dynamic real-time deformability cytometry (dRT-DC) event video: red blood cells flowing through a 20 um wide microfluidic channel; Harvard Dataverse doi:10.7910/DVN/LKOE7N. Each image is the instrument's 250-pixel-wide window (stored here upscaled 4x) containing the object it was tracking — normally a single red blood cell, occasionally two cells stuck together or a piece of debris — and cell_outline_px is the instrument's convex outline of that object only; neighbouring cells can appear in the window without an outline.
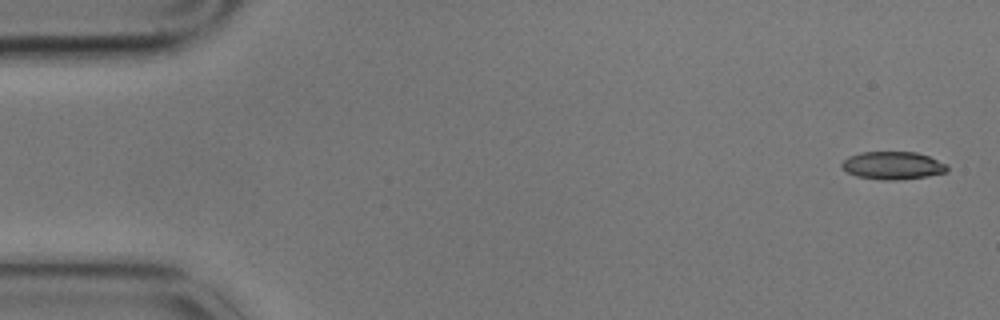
{"species": "common noctule bat (a hibernating species)", "species_latin": "Nyctalus noctula", "temperature_condition": "cold", "stored_images_in_passage": 4, "camera_frame_rate_fps": 3000, "um_per_image_px": 0.085, "animal": {"sex": "male", "body_mass_g": 17.9}, "frame": {"image": 1, "passage_image": 1, "time_ms": 0.0, "image_size_px": [1000, 320], "cell_outline_px": [[948, 172], [928, 176], [892, 180], [884, 180], [856, 176], [840, 168], [840, 164], [848, 156], [860, 152], [916, 152], [928, 156], [948, 164]], "centroid_in_image_um": [75.88, 14.06], "position_along_channel_um": 9.1, "area_um2": 17.17}}
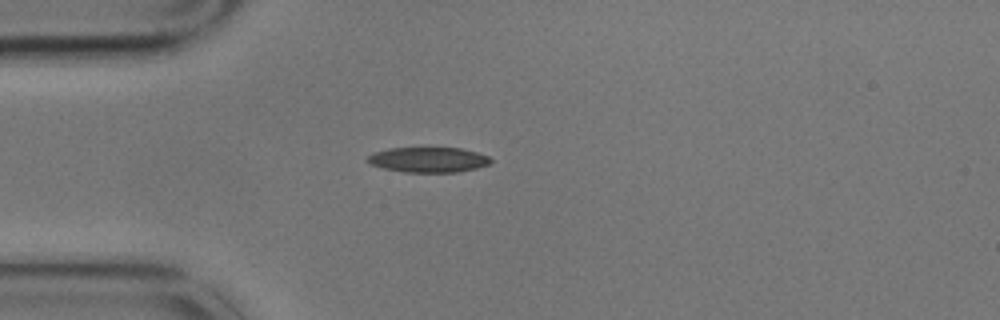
{"frame": {"image": 2, "passage_image": 4, "time_ms": 1.0, "image_size_px": [1000, 320], "cell_outline_px": [[492, 160], [488, 164], [476, 168], [456, 172], [404, 172], [384, 168], [372, 164], [364, 160], [372, 152], [388, 148], [460, 148], [476, 152], [488, 156]], "centroid_in_image_um": [36.37, 13.57], "position_along_channel_um": 48.6, "area_um2": 17.98}}